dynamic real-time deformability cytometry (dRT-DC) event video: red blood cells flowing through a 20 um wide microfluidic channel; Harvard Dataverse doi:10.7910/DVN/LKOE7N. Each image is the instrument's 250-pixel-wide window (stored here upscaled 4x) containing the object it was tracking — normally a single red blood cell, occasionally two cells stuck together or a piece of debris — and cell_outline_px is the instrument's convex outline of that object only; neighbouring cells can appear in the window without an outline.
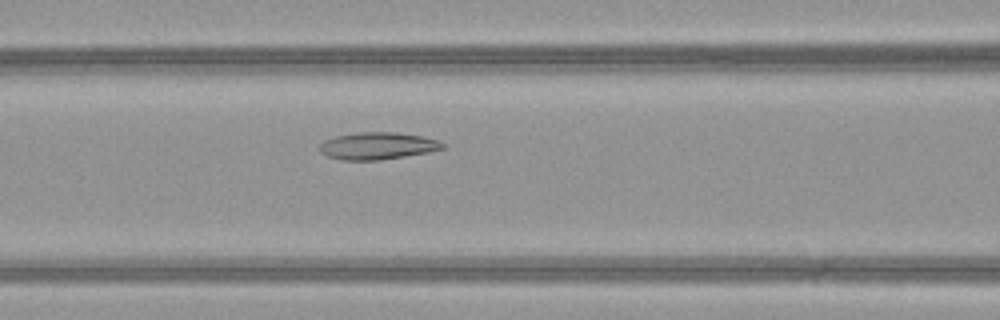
{"species": "common noctule bat (a hibernating species)", "species_latin": "Nyctalus noctula", "temperature_condition": "warm", "stored_images_in_passage": 14, "camera_frame_rate_fps": 3000, "um_per_image_px": 0.085, "animal": {"sex": "female", "body_mass_g": 21.9}, "frame": {"image": 1, "passage_image": 11, "time_ms": 3.333, "image_size_px": [1000, 320], "cell_outline_px": [[448, 144], [444, 148], [428, 152], [380, 160], [340, 160], [328, 156], [320, 152], [316, 148], [324, 140], [336, 136], [360, 132], [392, 132], [424, 136], [440, 140]], "centroid_in_image_um": [32.1, 12.4], "position_along_channel_um": 134.5, "area_um2": 19.65}}